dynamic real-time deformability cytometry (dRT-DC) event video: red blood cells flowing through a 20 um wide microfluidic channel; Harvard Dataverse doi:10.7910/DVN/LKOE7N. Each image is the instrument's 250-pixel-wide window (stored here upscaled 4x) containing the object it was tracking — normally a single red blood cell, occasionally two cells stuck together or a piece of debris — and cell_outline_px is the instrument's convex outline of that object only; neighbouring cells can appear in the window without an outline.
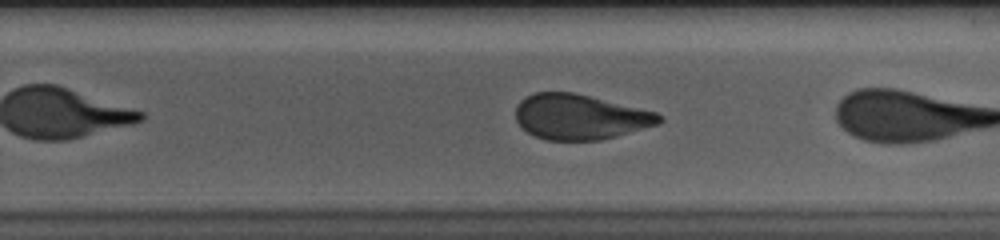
{"species": "human", "species_latin": "Homo sapiens", "temperature_condition": "cold", "stored_images_in_passage": 24, "camera_frame_rate_fps": 3000, "um_per_image_px": 0.085, "donor": {"sex": "male"}, "frame": {"image": 1, "passage_image": 17, "time_ms": 5.333, "image_size_px": [1000, 240], "cell_outline_px": [[664, 120], [660, 124], [616, 136], [600, 140], [548, 140], [536, 136], [528, 132], [516, 120], [516, 104], [520, 100], [536, 92], [572, 92], [656, 112]], "centroid_in_image_um": [49.3, 9.94], "position_along_channel_um": 280.5, "area_um2": 37.45}}